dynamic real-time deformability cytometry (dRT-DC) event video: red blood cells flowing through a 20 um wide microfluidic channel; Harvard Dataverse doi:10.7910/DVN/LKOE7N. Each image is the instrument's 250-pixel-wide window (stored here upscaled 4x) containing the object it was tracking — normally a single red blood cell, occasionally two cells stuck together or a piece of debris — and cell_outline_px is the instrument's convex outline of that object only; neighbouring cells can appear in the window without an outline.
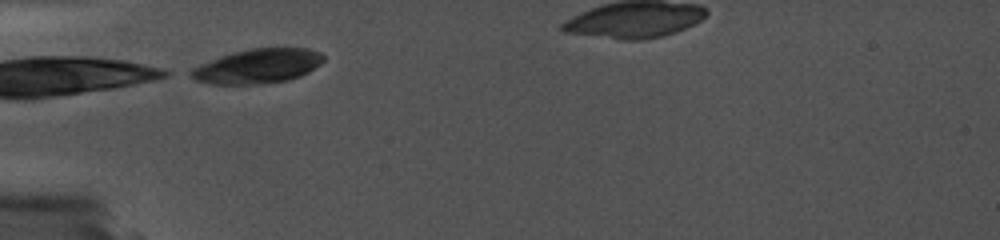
{"species": "common noctule bat (a hibernating species)", "species_latin": "Nyctalus noctula", "temperature_condition": "cold", "stored_images_in_passage": 8, "camera_frame_rate_fps": 5000, "um_per_image_px": 0.085, "animal": {"sex": "female", "body_mass_g": 19.0, "forearm_length_mm": 56.7}, "frame": {"image": 1, "passage_image": 1, "time_ms": 0.0, "image_size_px": [1000, 240], "cell_outline_px": [[324, 60], [320, 64], [308, 72], [300, 76], [288, 80], [256, 84], [208, 84], [196, 80], [188, 76], [184, 72], [200, 64], [220, 56], [232, 52], [252, 48], [308, 48], [320, 52], [324, 56]], "centroid_in_image_um": [21.85, 5.62], "position_along_channel_um": 63.1, "area_um2": 26.82}}
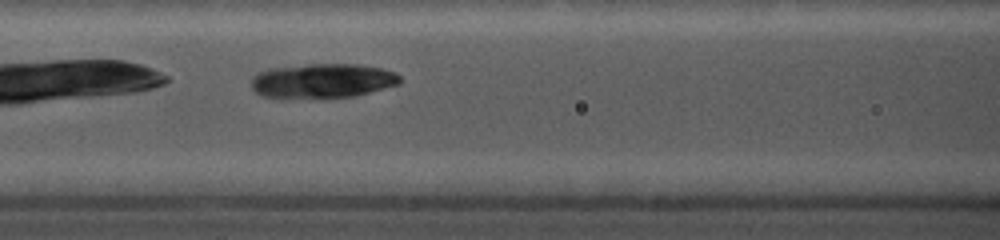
{"frame": {"image": 2, "passage_image": 4, "time_ms": 2.2, "image_size_px": [1000, 240], "cell_outline_px": [[400, 84], [356, 96], [320, 100], [260, 96], [252, 88], [252, 76], [268, 68], [308, 64], [360, 64], [384, 68], [396, 72], [400, 76]], "centroid_in_image_um": [27.43, 6.89], "position_along_channel_um": 139.2, "area_um2": 30.81}}